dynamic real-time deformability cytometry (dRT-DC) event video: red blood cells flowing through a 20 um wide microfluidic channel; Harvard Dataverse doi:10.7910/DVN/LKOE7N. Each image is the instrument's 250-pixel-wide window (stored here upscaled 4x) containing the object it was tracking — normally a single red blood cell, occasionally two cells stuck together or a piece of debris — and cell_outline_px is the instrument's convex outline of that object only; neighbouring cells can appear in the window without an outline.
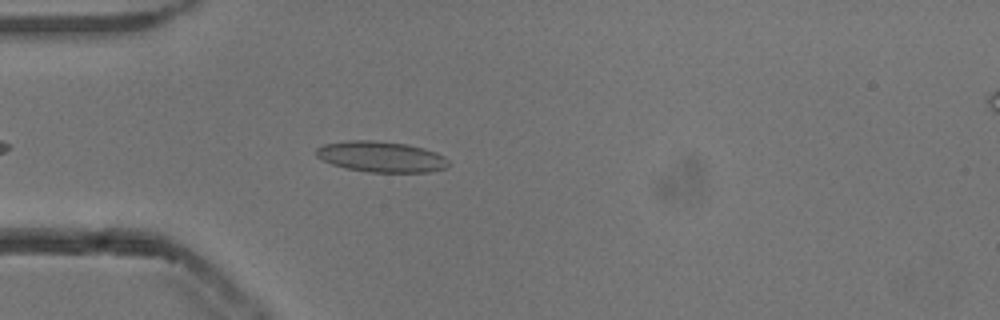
{"species": "common noctule bat (a hibernating species)", "species_latin": "Nyctalus noctula", "temperature_condition": "cold", "stored_images_in_passage": 36, "camera_frame_rate_fps": 3000, "um_per_image_px": 0.085, "animal": {"sex": "male", "body_mass_g": 13.3}, "frame": {"image": 1, "passage_image": 6, "time_ms": 1.667, "image_size_px": [1000, 320], "cell_outline_px": [[448, 168], [428, 172], [368, 172], [344, 168], [332, 164], [316, 156], [316, 148], [324, 144], [348, 140], [372, 140], [408, 144], [424, 148], [436, 152], [444, 156], [448, 160]], "centroid_in_image_um": [32.41, 13.32], "position_along_channel_um": 52.6, "area_um2": 23.87}}
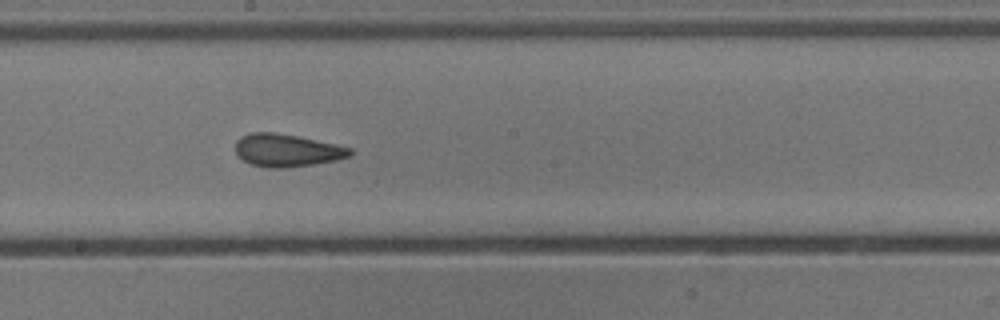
{"frame": {"image": 2, "passage_image": 20, "time_ms": 6.333, "image_size_px": [1000, 320], "cell_outline_px": [[352, 156], [336, 160], [316, 164], [284, 168], [268, 168], [252, 164], [236, 156], [236, 140], [240, 136], [252, 132], [276, 132], [336, 144], [352, 148]], "centroid_in_image_um": [24.38, 12.78], "position_along_channel_um": 223.8, "area_um2": 21.96}}
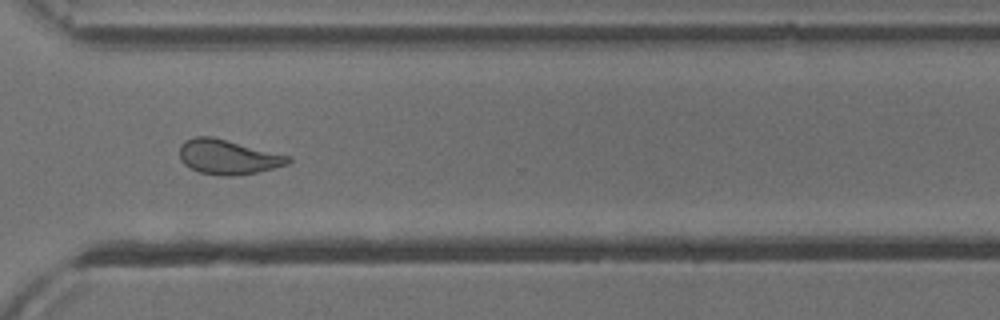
{"frame": {"image": 3, "passage_image": 30, "time_ms": 9.667, "image_size_px": [1000, 320], "cell_outline_px": [[292, 160], [288, 164], [256, 172], [232, 176], [224, 176], [200, 172], [184, 164], [180, 160], [180, 144], [184, 140], [196, 136], [212, 136], [292, 156]], "centroid_in_image_um": [19.38, 13.32], "position_along_channel_um": 351.2, "area_um2": 21.96}, "authors_computed_cell_mechanics": {"area_um2": 21.7906, "velocity_mm_per_s": 3.8353, "shape_relaxation_time_tau1_ms": 8.3503, "shape_relaxation_time_tau2_ms": 1.412, "deformation_change_tau1": 0.1692, "deformation_change_tau2": 0.0741}}